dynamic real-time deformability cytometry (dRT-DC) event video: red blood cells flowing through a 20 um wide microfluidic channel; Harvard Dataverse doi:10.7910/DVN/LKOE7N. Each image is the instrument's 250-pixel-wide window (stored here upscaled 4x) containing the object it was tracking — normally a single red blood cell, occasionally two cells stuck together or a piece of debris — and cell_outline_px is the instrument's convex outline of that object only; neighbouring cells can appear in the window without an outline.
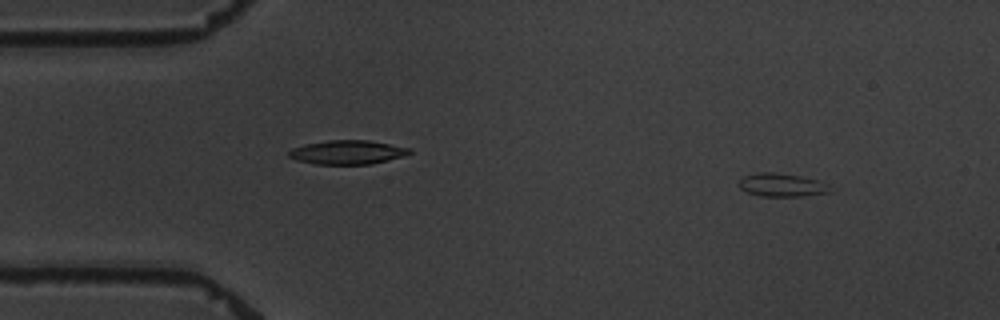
{"species": "common noctule bat (a hibernating species)", "species_latin": "Nyctalus noctula", "temperature_condition": "warm", "stored_images_in_passage": 5, "camera_frame_rate_fps": 3000, "um_per_image_px": 0.085, "animal": {"sex": "male", "body_mass_g": 19.5, "forearm_length_mm": 54.6}, "frame": {"image": 1, "passage_image": 1, "time_ms": 0.0, "image_size_px": [1000, 320], "cell_outline_px": [[832, 192], [804, 196], [760, 196], [748, 192], [740, 188], [740, 176], [760, 172], [772, 172], [800, 176], [820, 180], [832, 184]], "centroid_in_image_um": [66.53, 15.72], "position_along_channel_um": 18.5, "area_um2": 12.6}}
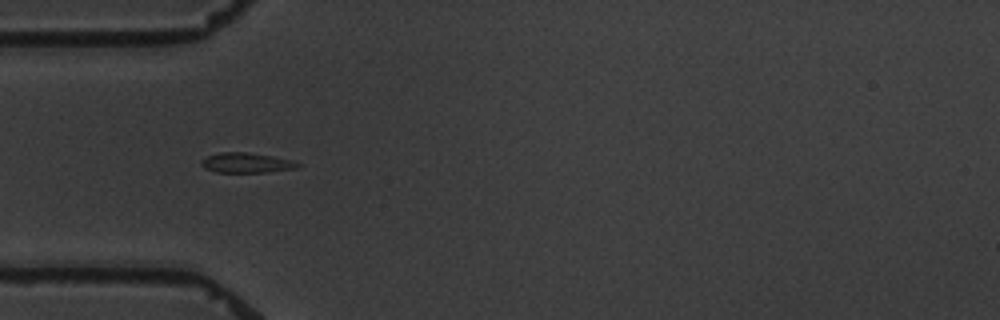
{"frame": {"image": 2, "passage_image": 4, "time_ms": 3.667, "image_size_px": [1000, 320], "cell_outline_px": [[304, 164], [300, 168], [268, 172], [216, 172], [204, 168], [200, 164], [200, 160], [208, 156], [220, 152], [248, 152], [272, 156], [292, 160]], "centroid_in_image_um": [20.99, 13.84], "position_along_channel_um": 64.0, "area_um2": 11.44}}
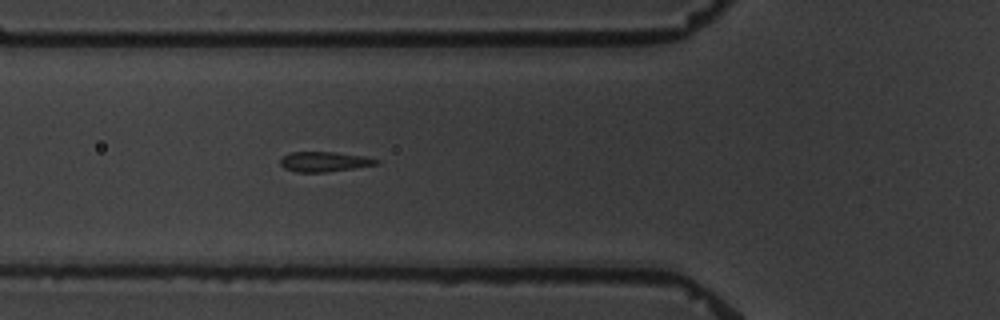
{"frame": {"image": 3, "passage_image": 5, "time_ms": 4.667, "image_size_px": [1000, 320], "cell_outline_px": [[380, 164], [324, 172], [296, 172], [284, 168], [280, 164], [280, 160], [284, 156], [292, 152], [332, 152], [364, 156], [380, 160]], "centroid_in_image_um": [27.57, 13.74], "position_along_channel_um": 98.2, "area_um2": 11.04}}